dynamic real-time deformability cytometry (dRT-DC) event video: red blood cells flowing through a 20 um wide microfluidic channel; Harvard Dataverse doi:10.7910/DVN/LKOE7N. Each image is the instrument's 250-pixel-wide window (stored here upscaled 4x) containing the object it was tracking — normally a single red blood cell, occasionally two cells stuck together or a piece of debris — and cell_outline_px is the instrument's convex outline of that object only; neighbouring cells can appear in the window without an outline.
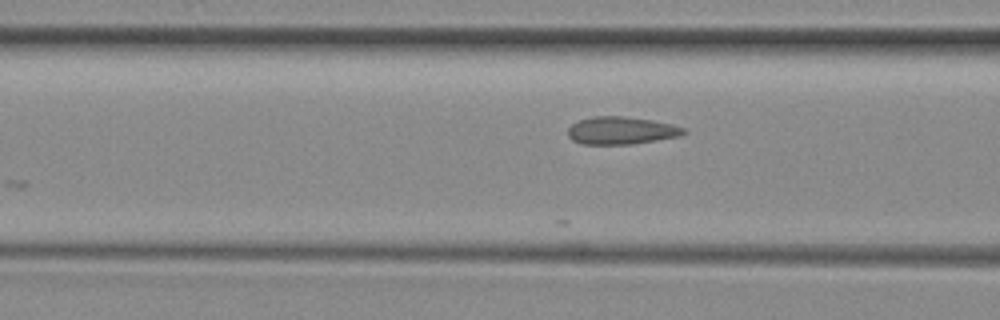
{"species": "common noctule bat (a hibernating species)", "species_latin": "Nyctalus noctula", "temperature_condition": "room temperature", "stored_images_in_passage": 4, "camera_frame_rate_fps": 3000, "um_per_image_px": 0.085, "animal": {"sex": "female", "body_mass_g": 29.2, "forearm_length_mm": 56.3}, "frame": {"image": 1, "passage_image": 4, "time_ms": 4.667, "image_size_px": [1000, 320], "cell_outline_px": [[688, 132], [680, 136], [632, 144], [580, 144], [572, 140], [568, 136], [568, 128], [572, 124], [580, 120], [592, 116], [624, 116], [652, 120], [672, 124], [684, 128]], "centroid_in_image_um": [52.8, 11.09], "position_along_channel_um": 113.8, "area_um2": 18.67}}